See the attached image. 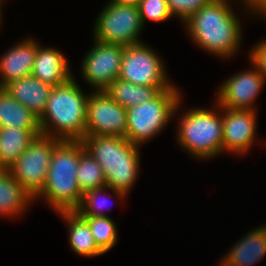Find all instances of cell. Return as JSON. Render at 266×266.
Returning <instances> with one entry per match:
<instances>
[{"label": "cell", "instance_id": "obj_4", "mask_svg": "<svg viewBox=\"0 0 266 266\" xmlns=\"http://www.w3.org/2000/svg\"><path fill=\"white\" fill-rule=\"evenodd\" d=\"M84 150L82 141L62 140L52 153L44 187L34 198L44 197L57 212L75 211L83 197L76 173Z\"/></svg>", "mask_w": 266, "mask_h": 266}, {"label": "cell", "instance_id": "obj_23", "mask_svg": "<svg viewBox=\"0 0 266 266\" xmlns=\"http://www.w3.org/2000/svg\"><path fill=\"white\" fill-rule=\"evenodd\" d=\"M76 177L83 194L86 191L106 186L104 172L100 164L86 150L80 154Z\"/></svg>", "mask_w": 266, "mask_h": 266}, {"label": "cell", "instance_id": "obj_22", "mask_svg": "<svg viewBox=\"0 0 266 266\" xmlns=\"http://www.w3.org/2000/svg\"><path fill=\"white\" fill-rule=\"evenodd\" d=\"M170 87L141 86L119 78L114 80L104 91L119 105L128 109L154 98L161 90Z\"/></svg>", "mask_w": 266, "mask_h": 266}, {"label": "cell", "instance_id": "obj_5", "mask_svg": "<svg viewBox=\"0 0 266 266\" xmlns=\"http://www.w3.org/2000/svg\"><path fill=\"white\" fill-rule=\"evenodd\" d=\"M180 96V91L172 85L151 100L128 108L125 138L140 146L160 133L178 110Z\"/></svg>", "mask_w": 266, "mask_h": 266}, {"label": "cell", "instance_id": "obj_26", "mask_svg": "<svg viewBox=\"0 0 266 266\" xmlns=\"http://www.w3.org/2000/svg\"><path fill=\"white\" fill-rule=\"evenodd\" d=\"M138 8L143 25L146 20L164 22L173 16L166 0H140Z\"/></svg>", "mask_w": 266, "mask_h": 266}, {"label": "cell", "instance_id": "obj_10", "mask_svg": "<svg viewBox=\"0 0 266 266\" xmlns=\"http://www.w3.org/2000/svg\"><path fill=\"white\" fill-rule=\"evenodd\" d=\"M126 130V108L105 91H95L88 95L85 136L125 137Z\"/></svg>", "mask_w": 266, "mask_h": 266}, {"label": "cell", "instance_id": "obj_20", "mask_svg": "<svg viewBox=\"0 0 266 266\" xmlns=\"http://www.w3.org/2000/svg\"><path fill=\"white\" fill-rule=\"evenodd\" d=\"M69 225V243L74 252L85 257L104 254L96 244L88 223L76 211H61L57 214Z\"/></svg>", "mask_w": 266, "mask_h": 266}, {"label": "cell", "instance_id": "obj_28", "mask_svg": "<svg viewBox=\"0 0 266 266\" xmlns=\"http://www.w3.org/2000/svg\"><path fill=\"white\" fill-rule=\"evenodd\" d=\"M249 58L251 59L254 67L266 78V40L259 42L250 52Z\"/></svg>", "mask_w": 266, "mask_h": 266}, {"label": "cell", "instance_id": "obj_18", "mask_svg": "<svg viewBox=\"0 0 266 266\" xmlns=\"http://www.w3.org/2000/svg\"><path fill=\"white\" fill-rule=\"evenodd\" d=\"M32 200L36 199L13 178L8 169H0V217L20 215Z\"/></svg>", "mask_w": 266, "mask_h": 266}, {"label": "cell", "instance_id": "obj_15", "mask_svg": "<svg viewBox=\"0 0 266 266\" xmlns=\"http://www.w3.org/2000/svg\"><path fill=\"white\" fill-rule=\"evenodd\" d=\"M66 57L57 49L41 47L37 53L31 75L52 87L68 82L73 76Z\"/></svg>", "mask_w": 266, "mask_h": 266}, {"label": "cell", "instance_id": "obj_16", "mask_svg": "<svg viewBox=\"0 0 266 266\" xmlns=\"http://www.w3.org/2000/svg\"><path fill=\"white\" fill-rule=\"evenodd\" d=\"M10 95L40 118L53 87L33 75L11 81L4 87Z\"/></svg>", "mask_w": 266, "mask_h": 266}, {"label": "cell", "instance_id": "obj_13", "mask_svg": "<svg viewBox=\"0 0 266 266\" xmlns=\"http://www.w3.org/2000/svg\"><path fill=\"white\" fill-rule=\"evenodd\" d=\"M225 111L223 123V151L244 154L255 139V110H231L219 107Z\"/></svg>", "mask_w": 266, "mask_h": 266}, {"label": "cell", "instance_id": "obj_19", "mask_svg": "<svg viewBox=\"0 0 266 266\" xmlns=\"http://www.w3.org/2000/svg\"><path fill=\"white\" fill-rule=\"evenodd\" d=\"M38 135L40 129L0 128V169H9Z\"/></svg>", "mask_w": 266, "mask_h": 266}, {"label": "cell", "instance_id": "obj_31", "mask_svg": "<svg viewBox=\"0 0 266 266\" xmlns=\"http://www.w3.org/2000/svg\"><path fill=\"white\" fill-rule=\"evenodd\" d=\"M3 0H0V23H1V3H2Z\"/></svg>", "mask_w": 266, "mask_h": 266}, {"label": "cell", "instance_id": "obj_30", "mask_svg": "<svg viewBox=\"0 0 266 266\" xmlns=\"http://www.w3.org/2000/svg\"><path fill=\"white\" fill-rule=\"evenodd\" d=\"M112 3L126 4V5H135L138 6L140 0H110Z\"/></svg>", "mask_w": 266, "mask_h": 266}, {"label": "cell", "instance_id": "obj_14", "mask_svg": "<svg viewBox=\"0 0 266 266\" xmlns=\"http://www.w3.org/2000/svg\"><path fill=\"white\" fill-rule=\"evenodd\" d=\"M36 42L32 38L25 39L3 54L0 58V87L31 75L38 49Z\"/></svg>", "mask_w": 266, "mask_h": 266}, {"label": "cell", "instance_id": "obj_27", "mask_svg": "<svg viewBox=\"0 0 266 266\" xmlns=\"http://www.w3.org/2000/svg\"><path fill=\"white\" fill-rule=\"evenodd\" d=\"M172 15L184 22L211 0H166Z\"/></svg>", "mask_w": 266, "mask_h": 266}, {"label": "cell", "instance_id": "obj_1", "mask_svg": "<svg viewBox=\"0 0 266 266\" xmlns=\"http://www.w3.org/2000/svg\"><path fill=\"white\" fill-rule=\"evenodd\" d=\"M228 0H211L185 21L190 37L219 57H231L239 48L241 23Z\"/></svg>", "mask_w": 266, "mask_h": 266}, {"label": "cell", "instance_id": "obj_2", "mask_svg": "<svg viewBox=\"0 0 266 266\" xmlns=\"http://www.w3.org/2000/svg\"><path fill=\"white\" fill-rule=\"evenodd\" d=\"M81 141L100 164L107 189L124 198L138 176L140 146L118 136H85Z\"/></svg>", "mask_w": 266, "mask_h": 266}, {"label": "cell", "instance_id": "obj_21", "mask_svg": "<svg viewBox=\"0 0 266 266\" xmlns=\"http://www.w3.org/2000/svg\"><path fill=\"white\" fill-rule=\"evenodd\" d=\"M40 129L39 118L0 87V128Z\"/></svg>", "mask_w": 266, "mask_h": 266}, {"label": "cell", "instance_id": "obj_12", "mask_svg": "<svg viewBox=\"0 0 266 266\" xmlns=\"http://www.w3.org/2000/svg\"><path fill=\"white\" fill-rule=\"evenodd\" d=\"M255 69V71H254ZM228 78L219 87L217 105L231 110H255V102L265 79L256 67Z\"/></svg>", "mask_w": 266, "mask_h": 266}, {"label": "cell", "instance_id": "obj_24", "mask_svg": "<svg viewBox=\"0 0 266 266\" xmlns=\"http://www.w3.org/2000/svg\"><path fill=\"white\" fill-rule=\"evenodd\" d=\"M91 230V234L98 247L104 252L113 248L117 241V228L108 216L82 217Z\"/></svg>", "mask_w": 266, "mask_h": 266}, {"label": "cell", "instance_id": "obj_17", "mask_svg": "<svg viewBox=\"0 0 266 266\" xmlns=\"http://www.w3.org/2000/svg\"><path fill=\"white\" fill-rule=\"evenodd\" d=\"M247 234L231 247L220 266H251L266 255V225Z\"/></svg>", "mask_w": 266, "mask_h": 266}, {"label": "cell", "instance_id": "obj_11", "mask_svg": "<svg viewBox=\"0 0 266 266\" xmlns=\"http://www.w3.org/2000/svg\"><path fill=\"white\" fill-rule=\"evenodd\" d=\"M94 43V47L83 59L80 69L84 80L95 87V91H104L119 78L124 46L97 40Z\"/></svg>", "mask_w": 266, "mask_h": 266}, {"label": "cell", "instance_id": "obj_7", "mask_svg": "<svg viewBox=\"0 0 266 266\" xmlns=\"http://www.w3.org/2000/svg\"><path fill=\"white\" fill-rule=\"evenodd\" d=\"M62 140L38 135L9 167V172L33 198L43 189L54 148Z\"/></svg>", "mask_w": 266, "mask_h": 266}, {"label": "cell", "instance_id": "obj_3", "mask_svg": "<svg viewBox=\"0 0 266 266\" xmlns=\"http://www.w3.org/2000/svg\"><path fill=\"white\" fill-rule=\"evenodd\" d=\"M87 102L88 96L83 94L74 77L53 87L39 118L41 134L59 140L81 141L86 132Z\"/></svg>", "mask_w": 266, "mask_h": 266}, {"label": "cell", "instance_id": "obj_8", "mask_svg": "<svg viewBox=\"0 0 266 266\" xmlns=\"http://www.w3.org/2000/svg\"><path fill=\"white\" fill-rule=\"evenodd\" d=\"M107 4L94 24V39L123 46L142 42L138 40L143 29L138 6Z\"/></svg>", "mask_w": 266, "mask_h": 266}, {"label": "cell", "instance_id": "obj_6", "mask_svg": "<svg viewBox=\"0 0 266 266\" xmlns=\"http://www.w3.org/2000/svg\"><path fill=\"white\" fill-rule=\"evenodd\" d=\"M214 110L191 109L179 121L178 141L181 148L197 158H211L223 151L222 116Z\"/></svg>", "mask_w": 266, "mask_h": 266}, {"label": "cell", "instance_id": "obj_25", "mask_svg": "<svg viewBox=\"0 0 266 266\" xmlns=\"http://www.w3.org/2000/svg\"><path fill=\"white\" fill-rule=\"evenodd\" d=\"M106 187L107 186L86 191L83 194L82 202H81L80 206L75 211L81 217L107 216L102 211L106 206L105 204H107L106 199H105V197H103L104 199L100 200L101 199L100 194L104 193V191H105L104 189Z\"/></svg>", "mask_w": 266, "mask_h": 266}, {"label": "cell", "instance_id": "obj_9", "mask_svg": "<svg viewBox=\"0 0 266 266\" xmlns=\"http://www.w3.org/2000/svg\"><path fill=\"white\" fill-rule=\"evenodd\" d=\"M119 79L154 87H171L163 62L156 52L143 42L124 46Z\"/></svg>", "mask_w": 266, "mask_h": 266}, {"label": "cell", "instance_id": "obj_29", "mask_svg": "<svg viewBox=\"0 0 266 266\" xmlns=\"http://www.w3.org/2000/svg\"><path fill=\"white\" fill-rule=\"evenodd\" d=\"M246 3V8L249 7V10L256 11L259 15H263L266 17V0H242Z\"/></svg>", "mask_w": 266, "mask_h": 266}]
</instances>
